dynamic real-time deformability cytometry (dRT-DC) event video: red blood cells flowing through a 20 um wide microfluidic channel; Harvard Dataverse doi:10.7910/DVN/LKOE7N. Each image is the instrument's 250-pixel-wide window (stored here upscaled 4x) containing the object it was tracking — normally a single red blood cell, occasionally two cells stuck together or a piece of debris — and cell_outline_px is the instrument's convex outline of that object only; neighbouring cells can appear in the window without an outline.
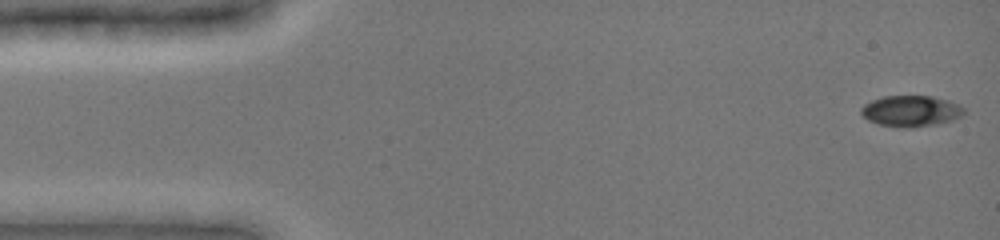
{"species": "common noctule bat (a hibernating species)", "species_latin": "Nyctalus noctula", "temperature_condition": "cold", "stored_images_in_passage": 48, "camera_frame_rate_fps": 3000, "um_per_image_px": 0.085, "animal": {"sex": "female", "body_mass_g": 19.0, "forearm_length_mm": 51.5}, "frame": {"image": 1, "passage_image": 1, "time_ms": 0.0, "image_size_px": [1000, 240], "cell_outline_px": [[964, 112], [960, 116], [952, 120], [936, 124], [912, 128], [908, 128], [880, 124], [868, 120], [860, 112], [860, 108], [864, 104], [872, 100], [884, 96], [932, 96], [948, 100], [964, 108]], "centroid_in_image_um": [77.41, 9.43], "position_along_channel_um": 7.6, "area_um2": 18.44}}
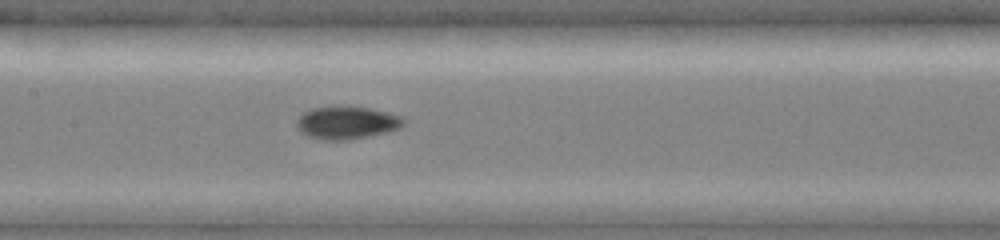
{"frame": {"image": 2, "passage_image": 23, "time_ms": 7.333, "image_size_px": [1000, 240], "cell_outline_px": [[408, 120], [400, 128], [388, 132], [348, 140], [320, 140], [308, 136], [300, 132], [296, 124], [296, 120], [304, 112], [312, 108], [332, 104], [368, 108], [400, 116]], "centroid_in_image_um": [29.45, 10.41], "position_along_channel_um": 178.0, "area_um2": 20.81}}
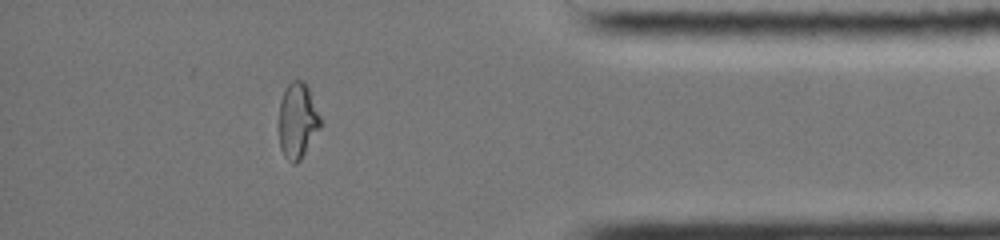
{"frame": {"image": 3, "passage_image": 42, "time_ms": 13.667, "image_size_px": [1000, 240], "cell_outline_px": [[320, 128], [300, 160], [296, 164], [292, 164], [284, 156], [280, 148], [280, 100], [284, 88], [292, 80], [300, 80], [308, 88], [320, 116]], "centroid_in_image_um": [25.28, 10.27], "position_along_channel_um": 409.9, "area_um2": 17.98}, "authors_computed_cell_mechanics": {"area_um2": 18.785, "velocity_mm_per_s": 3.9764, "shape_relaxation_time_tau1_ms": 10.7231, "shape_relaxation_time_tau2_ms": 3.8444, "deformation_change_tau1": 0.2308, "deformation_change_tau2": 0.0733}}